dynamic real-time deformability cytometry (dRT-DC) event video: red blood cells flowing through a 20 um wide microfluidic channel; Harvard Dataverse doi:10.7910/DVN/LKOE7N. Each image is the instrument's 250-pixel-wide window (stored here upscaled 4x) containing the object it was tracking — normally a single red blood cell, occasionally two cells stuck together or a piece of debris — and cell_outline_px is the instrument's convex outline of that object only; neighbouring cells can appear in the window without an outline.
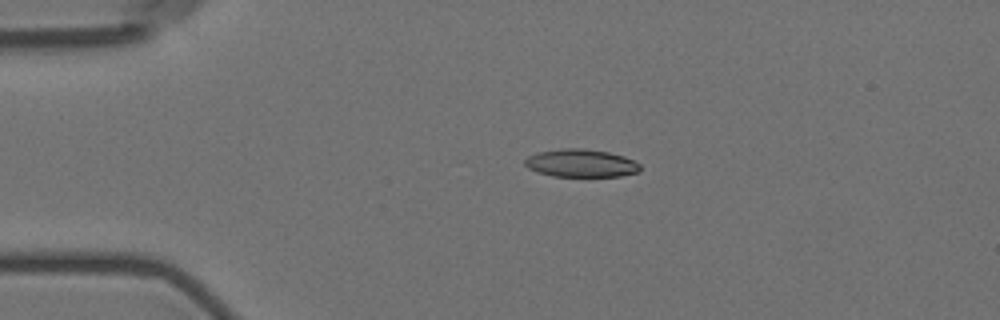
{"species": "Egyptian fruit bat (a non-hibernating species)", "species_latin": "Rousettus aegyptiacus", "temperature_condition": "room temperature", "stored_images_in_passage": 4, "camera_frame_rate_fps": 3000, "um_per_image_px": 0.085, "animal": {"sex": "female"}, "frame": {"image": 1, "passage_image": 3, "time_ms": 3.333, "image_size_px": [1000, 320], "cell_outline_px": [[640, 172], [620, 176], [552, 176], [536, 172], [528, 168], [524, 164], [524, 160], [528, 156], [536, 152], [560, 148], [584, 148], [608, 152], [624, 156], [640, 164]], "centroid_in_image_um": [49.35, 13.86], "position_along_channel_um": 35.6, "area_um2": 18.9}}